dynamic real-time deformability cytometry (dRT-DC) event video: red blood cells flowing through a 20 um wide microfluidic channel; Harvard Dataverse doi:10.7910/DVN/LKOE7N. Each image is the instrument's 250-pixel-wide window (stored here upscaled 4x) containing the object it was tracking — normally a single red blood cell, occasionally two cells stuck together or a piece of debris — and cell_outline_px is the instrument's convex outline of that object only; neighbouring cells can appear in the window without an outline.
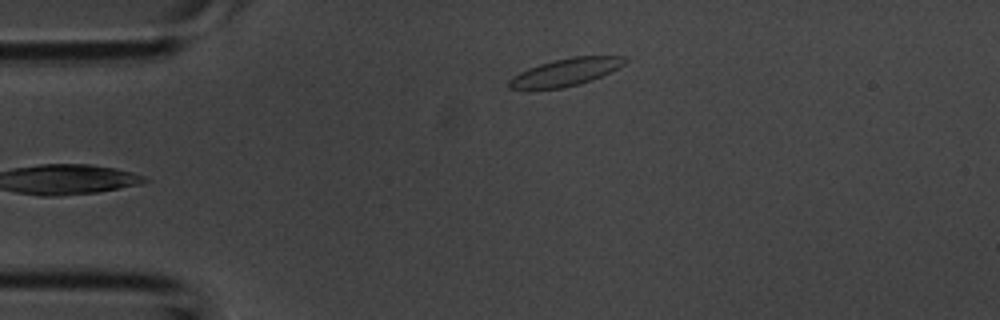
{"species": "common noctule bat (a hibernating species)", "species_latin": "Nyctalus noctula", "temperature_condition": "room temperature", "stored_images_in_passage": 4, "camera_frame_rate_fps": 3000, "um_per_image_px": 0.085, "animal": {"sex": "male", "body_mass_g": 20.1, "forearm_length_mm": 53.5}, "frame": {"image": 1, "passage_image": 4, "time_ms": 1.0, "image_size_px": [1000, 320], "cell_outline_px": [[628, 60], [624, 64], [592, 80], [580, 84], [560, 88], [508, 88], [508, 80], [512, 76], [528, 68], [540, 64], [572, 56], [624, 56]], "centroid_in_image_um": [48.08, 6.12], "position_along_channel_um": 36.9, "area_um2": 18.15}}